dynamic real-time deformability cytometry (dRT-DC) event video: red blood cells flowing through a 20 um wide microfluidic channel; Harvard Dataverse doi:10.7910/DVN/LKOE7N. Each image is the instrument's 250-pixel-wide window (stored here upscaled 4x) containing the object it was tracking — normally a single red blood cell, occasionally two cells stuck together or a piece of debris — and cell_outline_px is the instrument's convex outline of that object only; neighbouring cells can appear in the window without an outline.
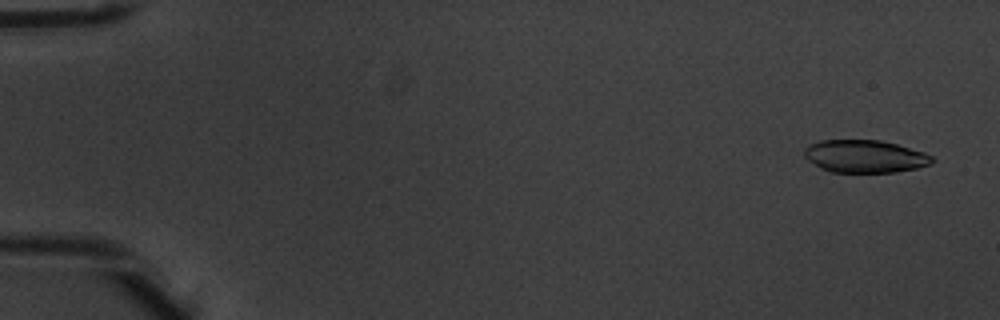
{"species": "common noctule bat (a hibernating species)", "species_latin": "Nyctalus noctula", "temperature_condition": "warm", "stored_images_in_passage": 4, "camera_frame_rate_fps": 3000, "um_per_image_px": 0.085, "animal": {"sex": "male", "body_mass_g": 20.1, "forearm_length_mm": 53.5}, "frame": {"image": 1, "passage_image": 1, "time_ms": 0.0, "image_size_px": [1000, 320], "cell_outline_px": [[936, 160], [932, 164], [916, 168], [896, 172], [832, 172], [820, 168], [808, 160], [804, 156], [804, 148], [808, 144], [820, 140], [880, 140], [896, 144], [924, 152], [932, 156]], "centroid_in_image_um": [73.51, 13.29], "position_along_channel_um": 11.5, "area_um2": 24.45}}
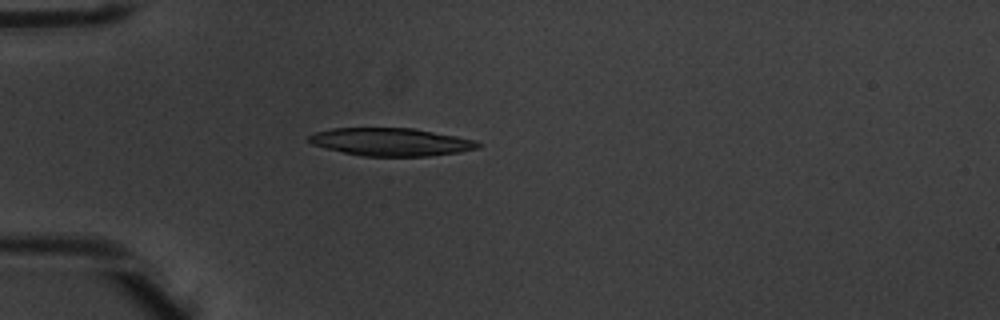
{"frame": {"image": 2, "passage_image": 4, "time_ms": 1.0, "image_size_px": [1000, 320], "cell_outline_px": [[484, 144], [480, 148], [460, 152], [428, 156], [364, 156], [344, 152], [312, 144], [308, 140], [308, 136], [316, 132], [332, 128], [412, 128], [456, 136], [476, 140]], "centroid_in_image_um": [33.3, 12.06], "position_along_channel_um": 51.7, "area_um2": 27.34}}